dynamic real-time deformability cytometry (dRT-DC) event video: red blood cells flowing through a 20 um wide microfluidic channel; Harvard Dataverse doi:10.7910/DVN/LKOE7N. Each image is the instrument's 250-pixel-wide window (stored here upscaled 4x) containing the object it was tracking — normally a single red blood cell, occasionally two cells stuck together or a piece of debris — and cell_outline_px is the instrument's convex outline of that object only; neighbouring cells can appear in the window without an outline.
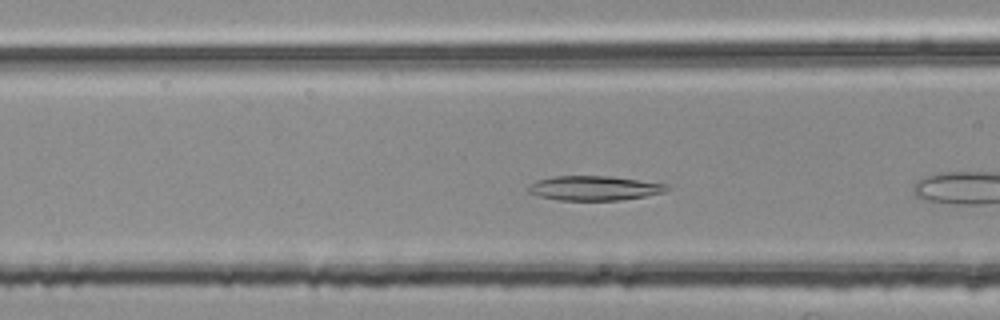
{"species": "common noctule bat (a hibernating species)", "species_latin": "Nyctalus noctula", "temperature_condition": "room temperature", "stored_images_in_passage": 6, "camera_frame_rate_fps": 3000, "um_per_image_px": 0.085, "animal": {"sex": "female", "body_mass_g": 25.1}, "frame": {"image": 1, "passage_image": 4, "time_ms": 1.0, "image_size_px": [1000, 320], "cell_outline_px": [[672, 188], [664, 192], [644, 196], [620, 200], [556, 200], [540, 196], [528, 192], [524, 188], [536, 180], [556, 176], [608, 176], [668, 184]], "centroid_in_image_um": [50.49, 15.99], "position_along_channel_um": 116.1, "area_um2": 19.83}}